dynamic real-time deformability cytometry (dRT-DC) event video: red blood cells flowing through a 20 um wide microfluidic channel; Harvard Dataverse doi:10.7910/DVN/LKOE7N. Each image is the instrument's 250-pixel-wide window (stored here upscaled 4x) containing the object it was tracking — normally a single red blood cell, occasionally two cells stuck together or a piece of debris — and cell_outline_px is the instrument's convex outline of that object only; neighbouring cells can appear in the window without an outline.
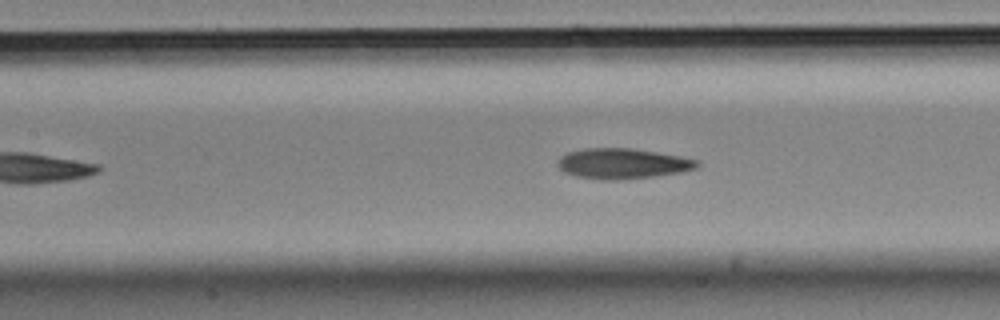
{"species": "Egyptian fruit bat (a non-hibernating species)", "species_latin": "Rousettus aegyptiacus", "temperature_condition": "cold", "stored_images_in_passage": 13, "camera_frame_rate_fps": 3000, "um_per_image_px": 0.085, "animal": {"sex": "male"}, "frame": {"image": 1, "passage_image": 11, "time_ms": 3.333, "image_size_px": [1000, 320], "cell_outline_px": [[700, 164], [696, 168], [680, 172], [652, 176], [576, 176], [564, 172], [556, 164], [560, 156], [568, 152], [584, 148], [632, 148], [680, 156], [700, 160]], "centroid_in_image_um": [52.95, 13.83], "position_along_channel_um": 154.5, "area_um2": 23.35}}